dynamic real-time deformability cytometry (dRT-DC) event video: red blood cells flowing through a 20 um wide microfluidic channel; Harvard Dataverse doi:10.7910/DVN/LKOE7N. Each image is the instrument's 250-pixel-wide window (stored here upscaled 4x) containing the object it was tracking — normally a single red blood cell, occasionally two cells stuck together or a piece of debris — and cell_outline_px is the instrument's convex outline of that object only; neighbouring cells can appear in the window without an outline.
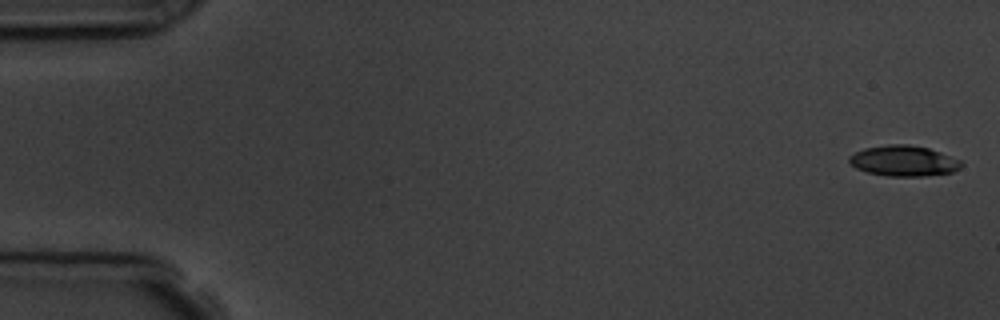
{"species": "common noctule bat (a hibernating species)", "species_latin": "Nyctalus noctula", "temperature_condition": "room temperature", "stored_images_in_passage": 6, "camera_frame_rate_fps": 3000, "um_per_image_px": 0.085, "animal": {"sex": "male", "body_mass_g": 19.5, "forearm_length_mm": 54.6}, "frame": {"image": 1, "passage_image": 1, "time_ms": 0.0, "image_size_px": [1000, 320], "cell_outline_px": [[964, 164], [960, 168], [952, 172], [924, 176], [888, 176], [868, 172], [856, 168], [848, 160], [848, 156], [864, 148], [888, 144], [908, 144], [928, 148], [940, 152], [960, 160]], "centroid_in_image_um": [76.81, 13.67], "position_along_channel_um": 8.2, "area_um2": 19.94}}